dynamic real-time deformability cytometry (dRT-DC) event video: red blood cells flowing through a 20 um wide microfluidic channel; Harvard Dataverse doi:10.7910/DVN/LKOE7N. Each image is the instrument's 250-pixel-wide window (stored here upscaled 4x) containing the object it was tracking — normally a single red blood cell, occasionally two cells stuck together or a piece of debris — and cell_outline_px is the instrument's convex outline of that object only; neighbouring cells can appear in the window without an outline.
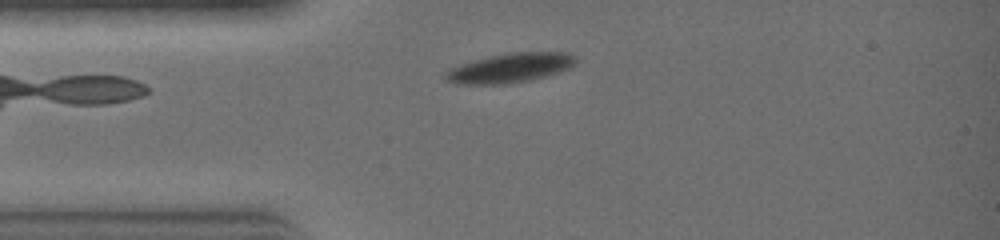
{"species": "common noctule bat (a hibernating species)", "species_latin": "Nyctalus noctula", "temperature_condition": "warm", "stored_images_in_passage": 22, "camera_frame_rate_fps": 3000, "um_per_image_px": 0.085, "animal": {"sex": "female", "body_mass_g": 19.0, "forearm_length_mm": 51.5}, "frame": {"image": 1, "passage_image": 1, "time_ms": 0.0, "image_size_px": [1000, 240], "cell_outline_px": [[576, 60], [568, 68], [544, 76], [528, 80], [508, 84], [460, 84], [448, 80], [444, 76], [444, 72], [448, 68], [460, 64], [488, 56], [512, 52], [568, 52], [576, 56]], "centroid_in_image_um": [43.31, 5.76], "position_along_channel_um": 41.7, "area_um2": 22.14}}
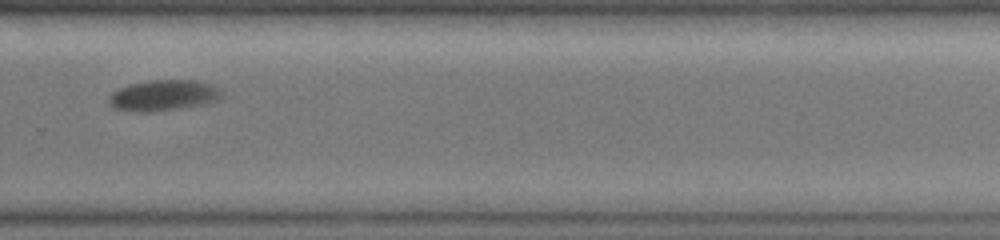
{"frame": {"image": 2, "passage_image": 15, "time_ms": 4.667, "image_size_px": [1000, 240], "cell_outline_px": [[224, 92], [216, 100], [208, 104], [180, 108], [148, 112], [128, 112], [112, 108], [108, 104], [108, 96], [112, 92], [128, 84], [148, 80], [200, 80], [212, 84], [220, 88]], "centroid_in_image_um": [13.87, 8.11], "position_along_channel_um": 315.9, "area_um2": 20.81}}
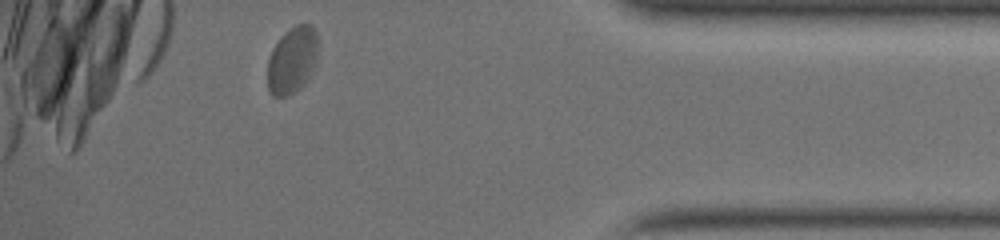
{"frame": {"image": 3, "passage_image": 21, "time_ms": 6.667, "image_size_px": [1000, 240], "cell_outline_px": [[316, 64], [308, 80], [300, 88], [288, 96], [272, 96], [268, 88], [268, 60], [272, 48], [280, 36], [284, 32], [296, 24], [312, 24], [316, 32]], "centroid_in_image_um": [24.83, 5.11], "position_along_channel_um": 410.4, "area_um2": 19.77}}